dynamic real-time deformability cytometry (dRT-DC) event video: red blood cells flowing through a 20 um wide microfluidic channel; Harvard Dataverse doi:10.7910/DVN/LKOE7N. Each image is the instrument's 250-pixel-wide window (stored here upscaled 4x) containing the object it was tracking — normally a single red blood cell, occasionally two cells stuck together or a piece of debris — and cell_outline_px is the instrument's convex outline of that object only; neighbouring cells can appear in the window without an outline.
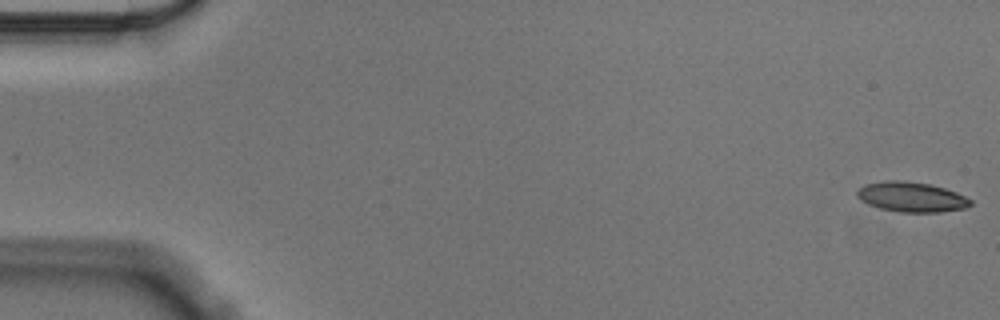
{"species": "Egyptian fruit bat (a non-hibernating species)", "species_latin": "Rousettus aegyptiacus", "temperature_condition": "cold", "stored_images_in_passage": 54, "camera_frame_rate_fps": 3000, "um_per_image_px": 0.085, "animal": {"sex": "male"}, "frame": {"image": 1, "passage_image": 1, "time_ms": 0.0, "image_size_px": [1000, 320], "cell_outline_px": [[972, 204], [968, 208], [940, 212], [900, 212], [880, 208], [868, 204], [860, 200], [856, 196], [856, 192], [864, 184], [888, 180], [900, 180], [928, 184], [944, 188], [956, 192], [972, 200]], "centroid_in_image_um": [77.47, 16.75], "position_along_channel_um": 7.5, "area_um2": 19.83}}
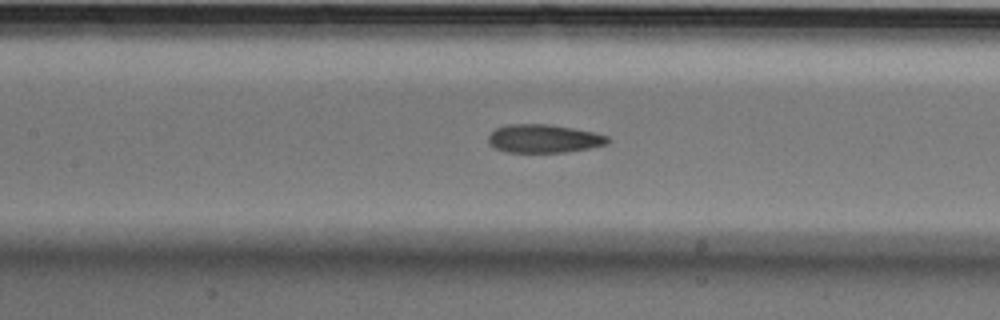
{"frame": {"image": 2, "passage_image": 26, "time_ms": 8.333, "image_size_px": [1000, 320], "cell_outline_px": [[612, 140], [608, 144], [588, 148], [564, 152], [504, 152], [488, 144], [488, 136], [496, 128], [508, 124], [548, 124], [572, 128], [592, 132], [608, 136]], "centroid_in_image_um": [46.21, 11.78], "position_along_channel_um": 161.2, "area_um2": 19.71}}
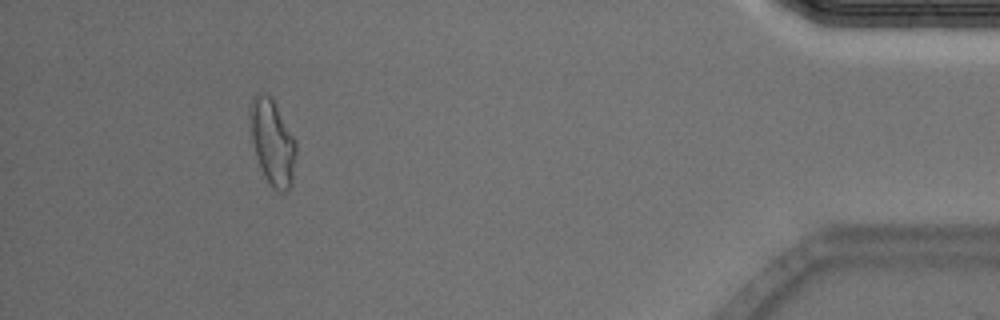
{"frame": {"image": 3, "passage_image": 52, "time_ms": 17.0, "image_size_px": [1000, 320], "cell_outline_px": [[296, 156], [292, 184], [284, 192], [280, 192], [272, 188], [264, 176], [256, 156], [252, 140], [248, 120], [248, 108], [252, 96], [268, 96], [272, 100], [296, 140]], "centroid_in_image_um": [23.14, 12.13], "position_along_channel_um": 412.1, "area_um2": 22.77}}